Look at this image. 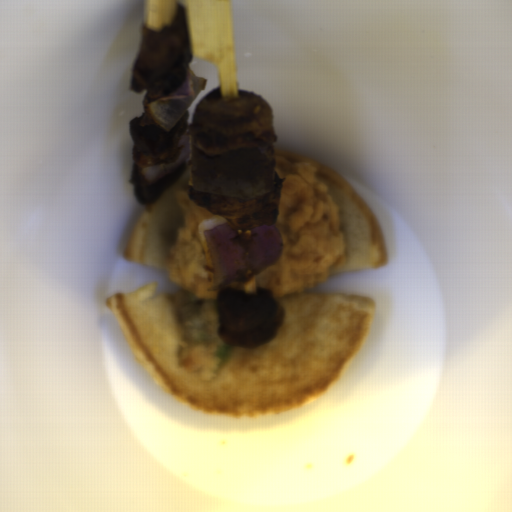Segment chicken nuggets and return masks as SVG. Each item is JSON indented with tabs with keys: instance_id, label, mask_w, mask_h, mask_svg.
Here are the masks:
<instances>
[{
	"instance_id": "90cb4de2",
	"label": "chicken nuggets",
	"mask_w": 512,
	"mask_h": 512,
	"mask_svg": "<svg viewBox=\"0 0 512 512\" xmlns=\"http://www.w3.org/2000/svg\"><path fill=\"white\" fill-rule=\"evenodd\" d=\"M186 109L170 132L159 128L144 112L130 121L134 143L131 159L141 167L178 160L183 135L207 156L238 148H259L276 141L274 117L268 103L253 92L223 97L221 88L210 91L197 105L191 125Z\"/></svg>"
},
{
	"instance_id": "f4ed5422",
	"label": "chicken nuggets",
	"mask_w": 512,
	"mask_h": 512,
	"mask_svg": "<svg viewBox=\"0 0 512 512\" xmlns=\"http://www.w3.org/2000/svg\"><path fill=\"white\" fill-rule=\"evenodd\" d=\"M192 61L185 6L177 5L170 25L151 30L142 25L138 54L130 86L147 101L159 100L175 91L186 79Z\"/></svg>"
},
{
	"instance_id": "cc037f56",
	"label": "chicken nuggets",
	"mask_w": 512,
	"mask_h": 512,
	"mask_svg": "<svg viewBox=\"0 0 512 512\" xmlns=\"http://www.w3.org/2000/svg\"><path fill=\"white\" fill-rule=\"evenodd\" d=\"M218 335L226 345L254 348L275 338L283 326L284 307L272 290L257 288L248 295L232 287L220 291L217 301Z\"/></svg>"
},
{
	"instance_id": "bb5aeace",
	"label": "chicken nuggets",
	"mask_w": 512,
	"mask_h": 512,
	"mask_svg": "<svg viewBox=\"0 0 512 512\" xmlns=\"http://www.w3.org/2000/svg\"><path fill=\"white\" fill-rule=\"evenodd\" d=\"M284 182L285 178H280L274 171V189L259 197L236 200L197 191L194 185L189 196L195 205L204 207L214 216L225 218L232 229L246 231L276 224Z\"/></svg>"
},
{
	"instance_id": "2cc3b61b",
	"label": "chicken nuggets",
	"mask_w": 512,
	"mask_h": 512,
	"mask_svg": "<svg viewBox=\"0 0 512 512\" xmlns=\"http://www.w3.org/2000/svg\"><path fill=\"white\" fill-rule=\"evenodd\" d=\"M185 162L175 170L169 172L150 185L136 184L132 176L131 183L135 190L136 198L141 204L152 205L160 199L171 185L186 171Z\"/></svg>"
}]
</instances>
